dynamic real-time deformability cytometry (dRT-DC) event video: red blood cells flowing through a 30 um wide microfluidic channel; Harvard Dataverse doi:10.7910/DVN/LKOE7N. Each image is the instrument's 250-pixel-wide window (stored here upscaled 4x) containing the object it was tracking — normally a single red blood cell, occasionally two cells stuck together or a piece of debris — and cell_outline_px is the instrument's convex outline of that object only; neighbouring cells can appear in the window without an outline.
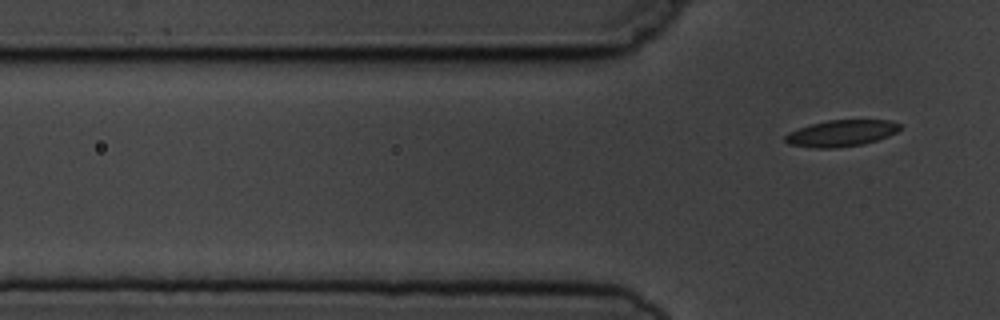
{"species": "common noctule bat (a hibernating species)", "species_latin": "Nyctalus noctula", "temperature_condition": "cold", "stored_images_in_passage": 7, "segment_of_instrument_passage": [2, 2], "camera_frame_rate_fps": 3000, "um_per_image_px": 0.085, "animal": {"sex": "male", "body_mass_g": 19.5, "forearm_length_mm": 54.6}, "frame": {"image": 1, "passage_image": 7, "time_ms": 7.333, "image_size_px": [1000, 320], "cell_outline_px": [[900, 128], [896, 132], [888, 136], [876, 140], [860, 144], [836, 148], [816, 148], [788, 144], [784, 140], [784, 136], [788, 132], [812, 124], [828, 120], [892, 120], [900, 124]], "centroid_in_image_um": [71.49, 11.32], "position_along_channel_um": 54.3, "area_um2": 17.51}}